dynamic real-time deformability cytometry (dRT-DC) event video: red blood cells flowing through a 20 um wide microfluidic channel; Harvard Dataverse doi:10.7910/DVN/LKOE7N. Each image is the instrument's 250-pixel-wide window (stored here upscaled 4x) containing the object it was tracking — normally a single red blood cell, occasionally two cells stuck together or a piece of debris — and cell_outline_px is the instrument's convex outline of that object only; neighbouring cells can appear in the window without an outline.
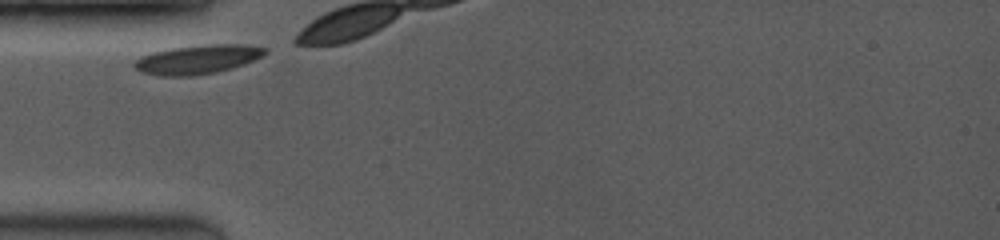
{"species": "common noctule bat (a hibernating species)", "species_latin": "Nyctalus noctula", "temperature_condition": "room temperature", "stored_images_in_passage": 5, "camera_frame_rate_fps": 3500, "um_per_image_px": 0.085, "animal": {"sex": "female", "body_mass_g": 19.0, "forearm_length_mm": 53.3}, "frame": {"image": 1, "passage_image": 1, "time_ms": 0.0, "image_size_px": [1000, 240], "cell_outline_px": [[268, 52], [244, 64], [232, 68], [216, 72], [192, 76], [160, 76], [140, 72], [132, 64], [140, 56], [152, 52], [172, 48], [204, 44], [244, 44], [268, 48]], "centroid_in_image_um": [16.77, 5.05], "position_along_channel_um": 68.2, "area_um2": 22.2}}